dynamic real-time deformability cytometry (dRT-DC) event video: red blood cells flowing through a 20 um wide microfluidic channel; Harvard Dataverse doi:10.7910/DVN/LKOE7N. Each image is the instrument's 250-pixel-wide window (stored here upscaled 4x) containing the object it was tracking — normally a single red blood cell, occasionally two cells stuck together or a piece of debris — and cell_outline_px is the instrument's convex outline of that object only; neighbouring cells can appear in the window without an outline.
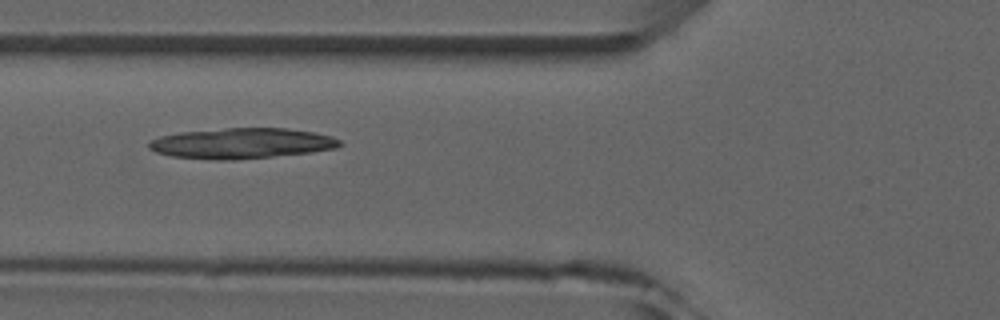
{"species": "common noctule bat (a hibernating species)", "species_latin": "Nyctalus noctula", "temperature_condition": "room temperature", "stored_images_in_passage": 6, "camera_frame_rate_fps": 3000, "um_per_image_px": 0.085, "animal": {"sex": "male", "forearm_length_mm": 52.5}, "frame": {"image": 1, "passage_image": 5, "time_ms": 5.333, "image_size_px": [1000, 320], "cell_outline_px": [[344, 144], [336, 148], [312, 152], [236, 160], [216, 160], [172, 156], [156, 152], [148, 148], [148, 144], [152, 140], [160, 136], [180, 132], [224, 128], [288, 128], [312, 132], [332, 136], [340, 140]], "centroid_in_image_um": [20.56, 12.18], "position_along_channel_um": 105.2, "area_um2": 33.99}}
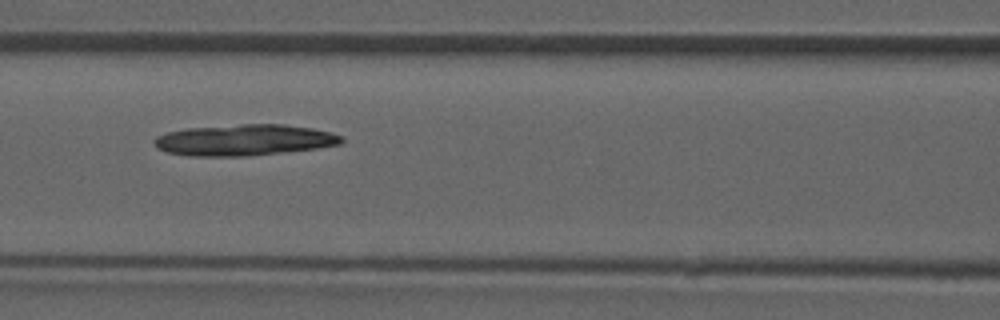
{"frame": {"image": 2, "passage_image": 6, "time_ms": 6.333, "image_size_px": [1000, 320], "cell_outline_px": [[344, 140], [340, 144], [316, 148], [284, 152], [248, 156], [188, 156], [168, 152], [156, 148], [152, 140], [156, 136], [168, 132], [188, 128], [240, 124], [284, 124], [312, 128], [332, 132], [344, 136]], "centroid_in_image_um": [20.77, 11.9], "position_along_channel_um": 145.8, "area_um2": 34.16}}